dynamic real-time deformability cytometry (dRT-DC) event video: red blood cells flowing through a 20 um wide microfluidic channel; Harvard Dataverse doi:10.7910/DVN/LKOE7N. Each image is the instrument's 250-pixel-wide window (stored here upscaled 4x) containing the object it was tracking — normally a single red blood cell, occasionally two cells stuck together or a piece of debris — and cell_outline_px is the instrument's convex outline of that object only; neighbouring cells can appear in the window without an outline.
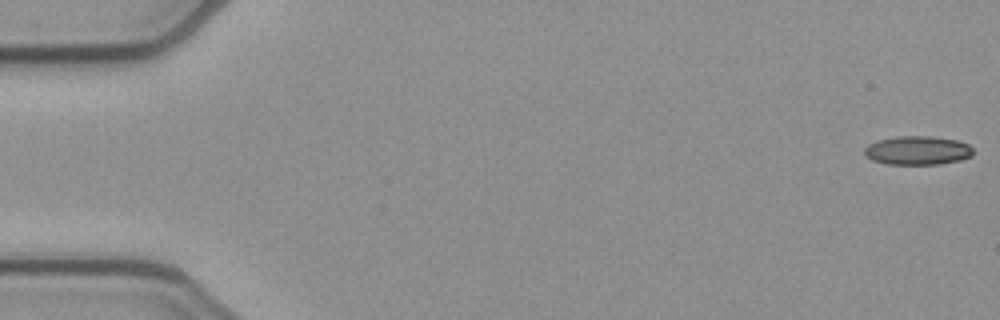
{"species": "common noctule bat (a hibernating species)", "species_latin": "Nyctalus noctula", "temperature_condition": "cold", "stored_images_in_passage": 53, "camera_frame_rate_fps": 3000, "um_per_image_px": 0.085, "animal": {"sex": "female", "body_mass_g": 21.9}, "frame": {"image": 1, "passage_image": 1, "time_ms": 0.0, "image_size_px": [1000, 320], "cell_outline_px": [[972, 156], [960, 160], [940, 164], [888, 164], [872, 160], [864, 156], [864, 148], [868, 144], [876, 140], [896, 136], [932, 136], [956, 140], [968, 144], [972, 148]], "centroid_in_image_um": [77.96, 12.78], "position_along_channel_um": 7.0, "area_um2": 18.38}}
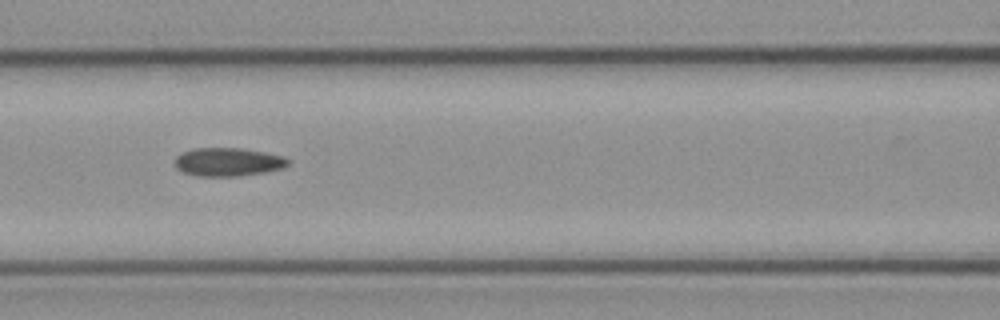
{"frame": {"image": 2, "passage_image": 23, "time_ms": 7.333, "image_size_px": [1000, 320], "cell_outline_px": [[292, 160], [284, 168], [264, 172], [240, 176], [200, 176], [184, 172], [176, 168], [172, 160], [176, 156], [192, 148], [240, 148], [264, 152], [284, 156]], "centroid_in_image_um": [19.38, 13.76], "position_along_channel_um": 147.2, "area_um2": 18.9}}
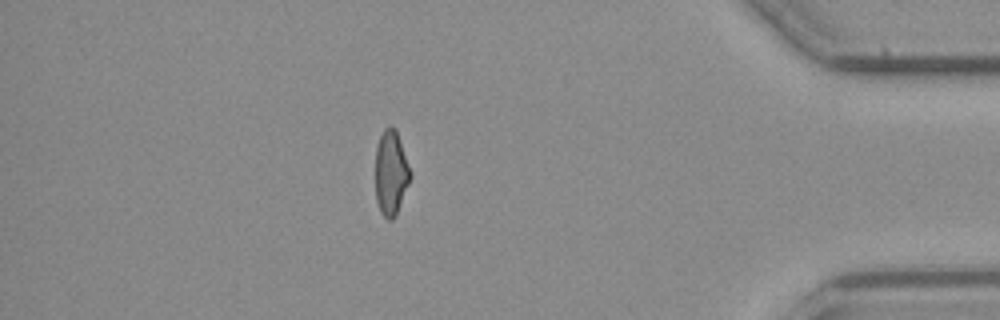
{"frame": {"image": 3, "passage_image": 46, "time_ms": 15.0, "image_size_px": [1000, 320], "cell_outline_px": [[412, 176], [396, 216], [392, 220], [388, 220], [380, 212], [376, 200], [376, 148], [380, 136], [384, 128], [388, 124], [396, 128], [412, 172]], "centroid_in_image_um": [33.25, 14.68], "position_along_channel_um": 402.0, "area_um2": 17.57}, "authors_computed_cell_mechanics": {"area_um2": 18.3804, "velocity_mm_per_s": 3.8965, "shape_relaxation_time_tau1_ms": null, "shape_relaxation_time_tau2_ms": 4.5895, "deformation_change_tau1": null, "deformation_change_tau2": 0.1375}}